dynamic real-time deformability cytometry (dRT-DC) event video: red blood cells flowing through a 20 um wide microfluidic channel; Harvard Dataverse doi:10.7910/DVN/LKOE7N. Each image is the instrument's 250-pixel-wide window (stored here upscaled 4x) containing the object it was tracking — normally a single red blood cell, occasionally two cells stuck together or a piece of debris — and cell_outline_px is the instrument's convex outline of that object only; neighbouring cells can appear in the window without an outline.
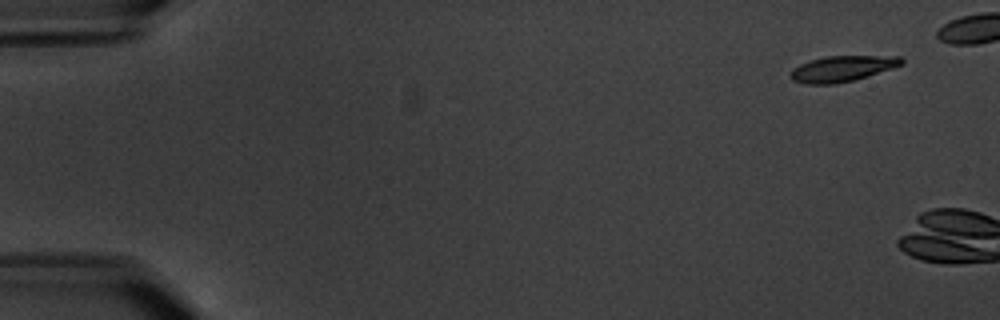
{"species": "common noctule bat (a hibernating species)", "species_latin": "Nyctalus noctula", "temperature_condition": "warm", "stored_images_in_passage": 2, "camera_frame_rate_fps": 3000, "um_per_image_px": 0.085, "animal": {"sex": "male", "body_mass_g": 20.1, "forearm_length_mm": 53.5}, "frame": {"image": 1, "passage_image": 1, "time_ms": 0.0, "image_size_px": [1000, 320], "cell_outline_px": [[904, 64], [868, 76], [836, 84], [804, 84], [792, 80], [788, 76], [792, 68], [800, 64], [812, 60], [828, 56], [900, 56], [904, 60]], "centroid_in_image_um": [71.57, 5.84], "position_along_channel_um": 13.4, "area_um2": 16.7}}